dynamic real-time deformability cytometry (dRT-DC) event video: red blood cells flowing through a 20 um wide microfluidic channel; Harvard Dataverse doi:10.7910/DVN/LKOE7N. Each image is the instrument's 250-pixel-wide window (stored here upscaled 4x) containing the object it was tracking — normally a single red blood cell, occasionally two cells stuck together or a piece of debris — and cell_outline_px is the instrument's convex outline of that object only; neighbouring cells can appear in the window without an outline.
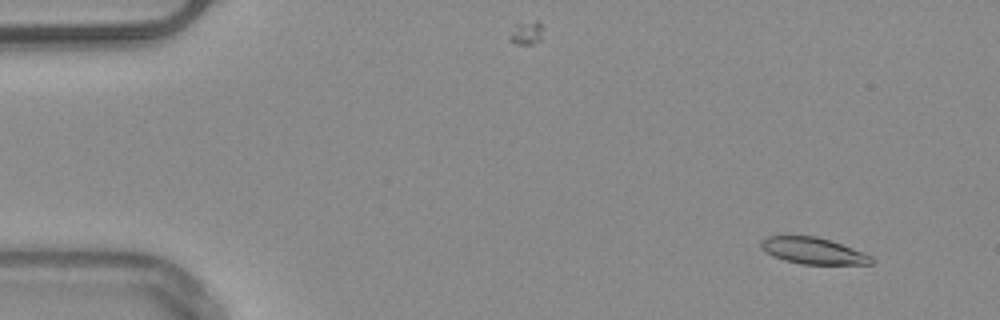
{"species": "common noctule bat (a hibernating species)", "species_latin": "Nyctalus noctula", "temperature_condition": "warm", "stored_images_in_passage": 4, "camera_frame_rate_fps": 3000, "um_per_image_px": 0.085, "animal": {"sex": "male", "body_mass_g": 20.4}, "frame": {"image": 1, "passage_image": 2, "time_ms": 1.333, "image_size_px": [1000, 320], "cell_outline_px": [[872, 264], [800, 264], [784, 260], [760, 248], [760, 240], [768, 236], [816, 236], [832, 240], [872, 256]], "centroid_in_image_um": [69.11, 21.31], "position_along_channel_um": 15.9, "area_um2": 16.88}}